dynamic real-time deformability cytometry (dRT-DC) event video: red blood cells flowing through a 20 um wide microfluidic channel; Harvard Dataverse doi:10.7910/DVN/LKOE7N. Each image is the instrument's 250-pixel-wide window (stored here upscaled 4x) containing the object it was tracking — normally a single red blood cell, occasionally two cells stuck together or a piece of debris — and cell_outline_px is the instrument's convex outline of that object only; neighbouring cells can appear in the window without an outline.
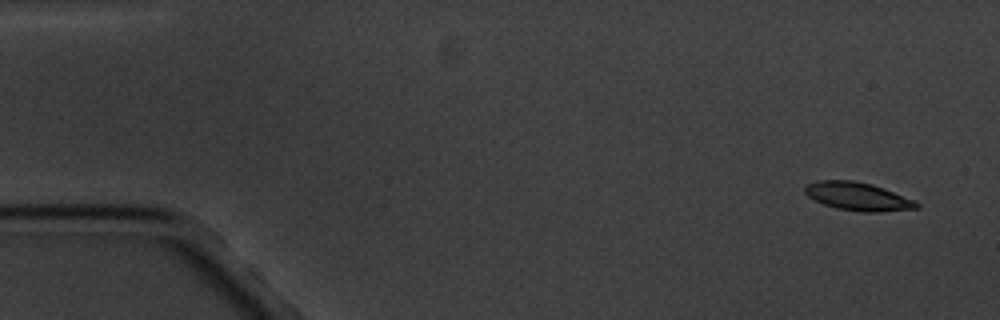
{"species": "common noctule bat (a hibernating species)", "species_latin": "Nyctalus noctula", "temperature_condition": "cold", "stored_images_in_passage": 5, "camera_frame_rate_fps": 3000, "um_per_image_px": 0.085, "animal": {"sex": "male", "body_mass_g": 20.1, "forearm_length_mm": 53.5}, "frame": {"image": 1, "passage_image": 1, "time_ms": 0.0, "image_size_px": [1000, 320], "cell_outline_px": [[920, 208], [876, 212], [860, 212], [836, 208], [824, 204], [808, 196], [804, 192], [804, 188], [808, 184], [816, 180], [852, 180], [872, 184], [884, 188], [916, 200], [920, 204]], "centroid_in_image_um": [72.95, 16.69], "position_along_channel_um": 12.1, "area_um2": 18.44}}
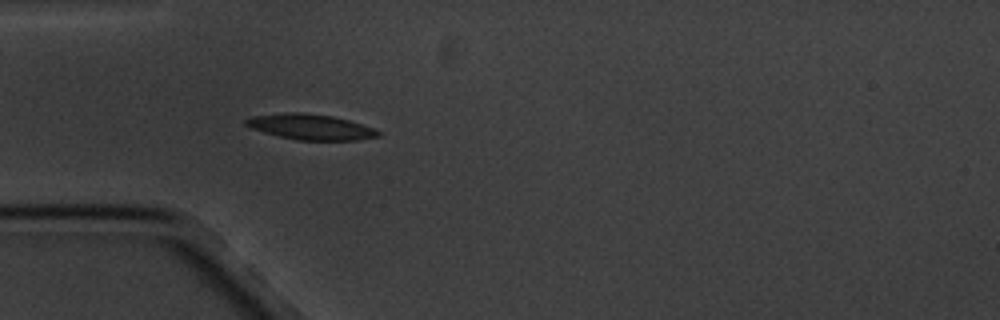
{"frame": {"image": 2, "passage_image": 5, "time_ms": 4.667, "image_size_px": [1000, 320], "cell_outline_px": [[380, 136], [356, 140], [296, 140], [264, 132], [252, 128], [244, 124], [244, 120], [252, 116], [292, 112], [304, 112], [332, 116], [348, 120], [372, 128], [380, 132]], "centroid_in_image_um": [26.38, 10.78], "position_along_channel_um": 58.6, "area_um2": 19.42}}